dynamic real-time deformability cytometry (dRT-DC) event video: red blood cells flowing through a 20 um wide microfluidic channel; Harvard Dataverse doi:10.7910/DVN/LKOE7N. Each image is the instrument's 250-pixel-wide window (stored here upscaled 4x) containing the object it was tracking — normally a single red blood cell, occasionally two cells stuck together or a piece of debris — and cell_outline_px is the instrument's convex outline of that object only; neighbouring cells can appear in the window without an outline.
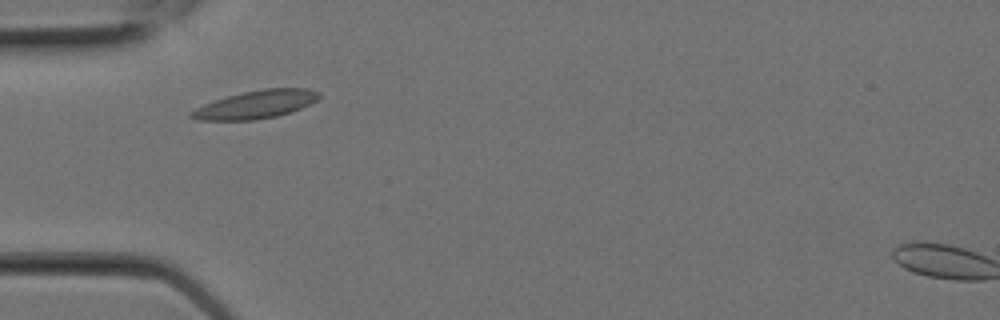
{"species": "Egyptian fruit bat (a non-hibernating species)", "species_latin": "Rousettus aegyptiacus", "temperature_condition": "room temperature", "stored_images_in_passage": 4, "camera_frame_rate_fps": 3000, "um_per_image_px": 0.085, "animal": {"sex": "female"}, "frame": {"image": 1, "passage_image": 3, "time_ms": 0.667, "image_size_px": [1000, 320], "cell_outline_px": [[320, 96], [316, 100], [292, 112], [276, 116], [256, 120], [200, 120], [188, 116], [188, 112], [204, 104], [228, 96], [244, 92], [264, 88], [308, 88], [320, 92]], "centroid_in_image_um": [21.75, 8.88], "position_along_channel_um": 63.2, "area_um2": 20.75}}